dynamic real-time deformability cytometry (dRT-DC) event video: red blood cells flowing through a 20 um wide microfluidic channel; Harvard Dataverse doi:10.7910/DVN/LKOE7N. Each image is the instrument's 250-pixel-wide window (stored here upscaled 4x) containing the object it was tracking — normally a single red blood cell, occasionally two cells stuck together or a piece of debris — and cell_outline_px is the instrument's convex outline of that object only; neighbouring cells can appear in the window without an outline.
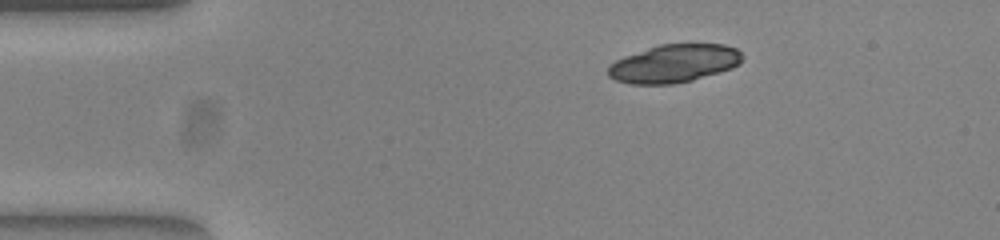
{"species": "common noctule bat (a hibernating species)", "species_latin": "Nyctalus noctula", "temperature_condition": "warm", "stored_images_in_passage": 44, "camera_frame_rate_fps": 3000, "um_per_image_px": 0.085, "animal": {"sex": "female", "body_mass_g": 23.0, "forearm_length_mm": 53.4}, "frame": {"image": 1, "passage_image": 1, "time_ms": 0.0, "image_size_px": [1000, 240], "cell_outline_px": [[744, 56], [740, 64], [732, 68], [692, 80], [672, 84], [628, 84], [616, 80], [608, 76], [608, 64], [624, 56], [660, 44], [724, 44], [736, 48]], "centroid_in_image_um": [57.29, 5.4], "position_along_channel_um": 27.7, "area_um2": 29.82}}